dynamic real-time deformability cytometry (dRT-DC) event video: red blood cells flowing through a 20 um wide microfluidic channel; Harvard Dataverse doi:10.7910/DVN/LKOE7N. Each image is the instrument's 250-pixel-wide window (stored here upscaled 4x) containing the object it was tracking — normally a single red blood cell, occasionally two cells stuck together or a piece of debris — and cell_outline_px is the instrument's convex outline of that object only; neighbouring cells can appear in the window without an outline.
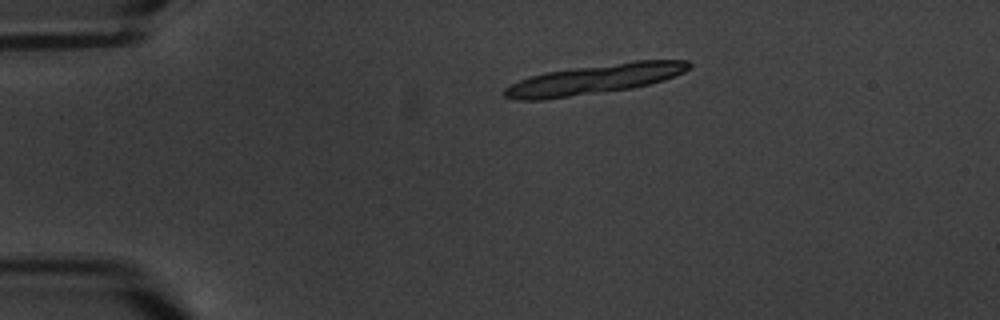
{"species": "common noctule bat (a hibernating species)", "species_latin": "Nyctalus noctula", "temperature_condition": "warm", "stored_images_in_passage": 13, "segment_of_instrument_passage": [1, 2], "camera_frame_rate_fps": 3000, "um_per_image_px": 0.085, "animal": {"sex": "male", "body_mass_g": 20.1, "forearm_length_mm": 53.5}, "frame": {"image": 1, "passage_image": 4, "time_ms": 3.667, "image_size_px": [1000, 320], "cell_outline_px": [[692, 64], [684, 72], [664, 80], [632, 88], [544, 100], [516, 100], [504, 96], [500, 92], [504, 88], [520, 80], [544, 72], [572, 68], [636, 60], [688, 60]], "centroid_in_image_um": [50.5, 6.74], "position_along_channel_um": 34.5, "area_um2": 31.96}}